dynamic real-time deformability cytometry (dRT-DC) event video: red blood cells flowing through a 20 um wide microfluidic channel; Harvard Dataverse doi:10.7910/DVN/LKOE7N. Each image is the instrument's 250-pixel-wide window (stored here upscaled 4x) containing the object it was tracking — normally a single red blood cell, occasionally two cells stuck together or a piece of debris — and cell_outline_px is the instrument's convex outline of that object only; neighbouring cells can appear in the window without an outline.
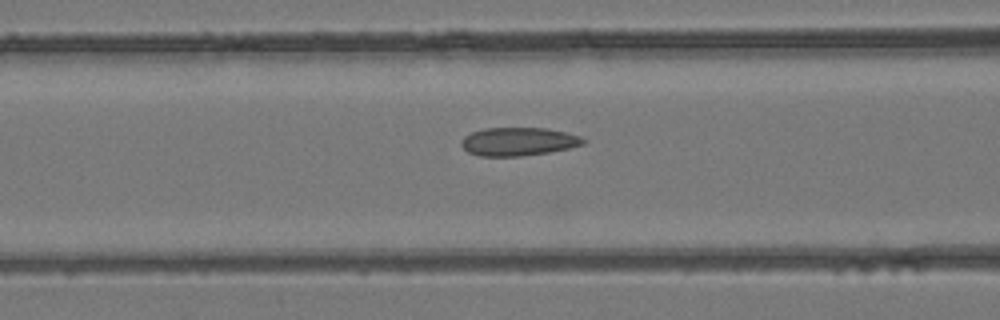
{"species": "common noctule bat (a hibernating species)", "species_latin": "Nyctalus noctula", "temperature_condition": "room temperature", "stored_images_in_passage": 31, "camera_frame_rate_fps": 3000, "um_per_image_px": 0.085, "animal": {"sex": "female", "body_mass_g": 24.6, "forearm_length_mm": 56.2}, "frame": {"image": 1, "passage_image": 12, "time_ms": 3.667, "image_size_px": [1000, 320], "cell_outline_px": [[588, 140], [584, 144], [568, 148], [548, 152], [520, 156], [480, 156], [468, 152], [460, 144], [460, 140], [464, 136], [472, 132], [484, 128], [548, 128], [580, 136]], "centroid_in_image_um": [44.05, 12.03], "position_along_channel_um": 122.6, "area_um2": 20.11}}
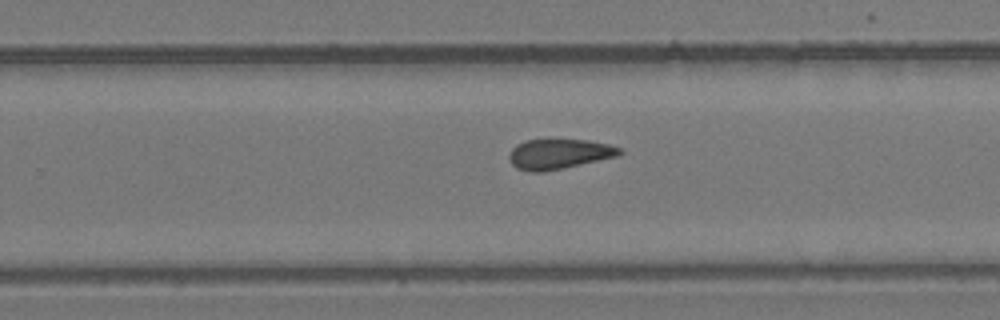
{"frame": {"image": 2, "passage_image": 23, "time_ms": 7.333, "image_size_px": [1000, 320], "cell_outline_px": [[624, 152], [620, 156], [564, 168], [544, 172], [532, 172], [516, 168], [508, 160], [508, 152], [516, 144], [524, 140], [548, 136], [588, 140], [608, 144], [620, 148]], "centroid_in_image_um": [47.48, 13.04], "position_along_channel_um": 282.3, "area_um2": 20.52}}
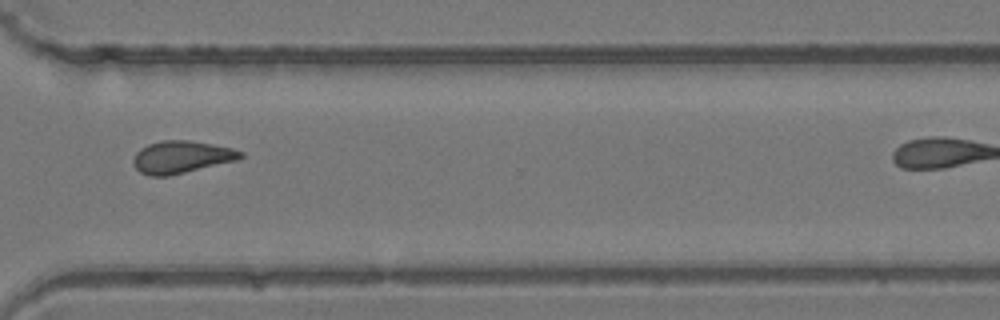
{"frame": {"image": 3, "passage_image": 28, "time_ms": 9.0, "image_size_px": [1000, 320], "cell_outline_px": [[244, 156], [240, 160], [168, 176], [148, 176], [140, 172], [136, 168], [132, 160], [136, 152], [140, 148], [148, 144], [164, 140], [188, 140], [212, 144], [232, 148], [244, 152]], "centroid_in_image_um": [15.44, 13.35], "position_along_channel_um": 355.2, "area_um2": 20.4}}